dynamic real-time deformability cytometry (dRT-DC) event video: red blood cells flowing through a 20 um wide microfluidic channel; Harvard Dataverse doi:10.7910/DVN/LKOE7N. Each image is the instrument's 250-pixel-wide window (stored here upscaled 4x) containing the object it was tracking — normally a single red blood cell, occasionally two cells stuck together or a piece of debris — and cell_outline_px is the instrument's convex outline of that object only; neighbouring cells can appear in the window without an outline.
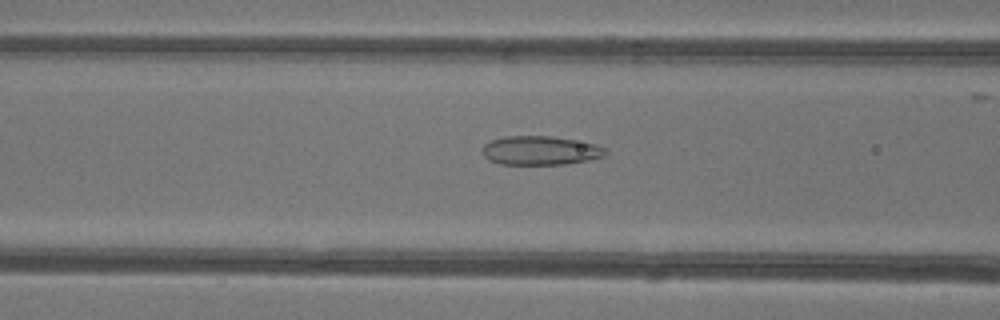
{"species": "common noctule bat (a hibernating species)", "species_latin": "Nyctalus noctula", "temperature_condition": "warm", "stored_images_in_passage": 49, "camera_frame_rate_fps": 3000, "um_per_image_px": 0.085, "animal": {"sex": "female"}, "frame": {"image": 1, "passage_image": 21, "time_ms": 6.667, "image_size_px": [1000, 320], "cell_outline_px": [[608, 152], [604, 156], [588, 160], [564, 164], [500, 164], [488, 160], [484, 156], [484, 144], [492, 140], [504, 136], [552, 136], [596, 144], [604, 148]], "centroid_in_image_um": [45.93, 12.79], "position_along_channel_um": 120.7, "area_um2": 20.63}}
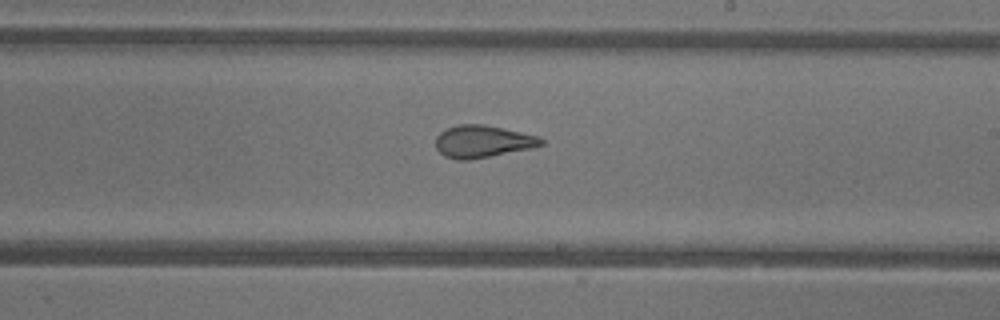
{"frame": {"image": 2, "passage_image": 30, "time_ms": 9.667, "image_size_px": [1000, 320], "cell_outline_px": [[544, 144], [532, 148], [468, 160], [456, 160], [444, 156], [436, 148], [436, 136], [440, 132], [456, 124], [484, 124], [520, 132], [536, 136], [544, 140]], "centroid_in_image_um": [40.99, 12.02], "position_along_channel_um": 248.0, "area_um2": 19.71}}
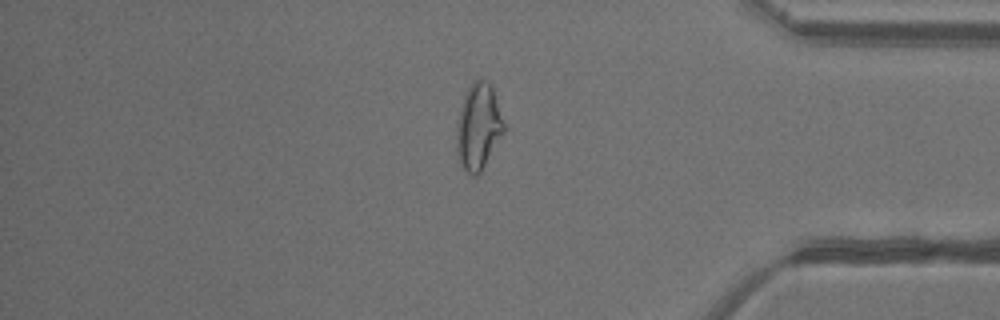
{"frame": {"image": 3, "passage_image": 42, "time_ms": 13.667, "image_size_px": [1000, 320], "cell_outline_px": [[504, 132], [480, 172], [476, 176], [472, 176], [464, 168], [456, 152], [456, 128], [460, 108], [464, 96], [468, 88], [476, 80], [488, 80], [492, 88], [504, 124]], "centroid_in_image_um": [40.64, 10.78], "position_along_channel_um": 394.6, "area_um2": 23.24}, "authors_computed_cell_mechanics": {"area_um2": 23.2356, "velocity_mm_per_s": 4.2457, "shape_relaxation_time_tau1_ms": null, "shape_relaxation_time_tau2_ms": 1.3276, "deformation_change_tau1": null, "deformation_change_tau2": 0.0925}}